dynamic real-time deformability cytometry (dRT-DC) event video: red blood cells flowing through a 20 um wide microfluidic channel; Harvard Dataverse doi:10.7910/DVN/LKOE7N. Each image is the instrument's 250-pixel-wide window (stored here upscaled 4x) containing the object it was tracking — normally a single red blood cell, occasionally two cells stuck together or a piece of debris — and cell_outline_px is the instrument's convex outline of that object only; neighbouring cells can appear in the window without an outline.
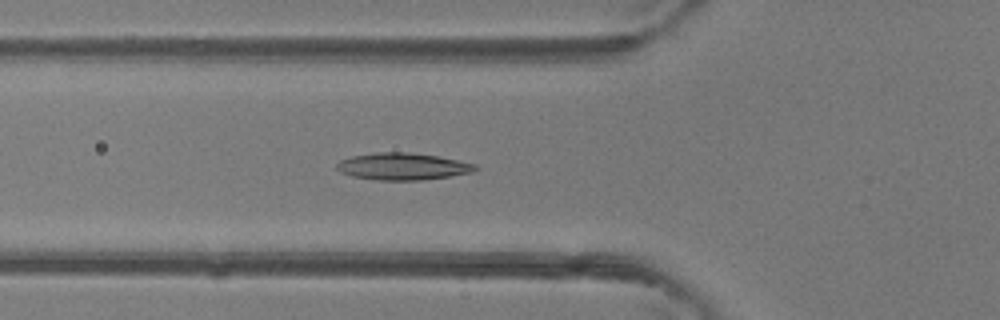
{"species": "common noctule bat (a hibernating species)", "species_latin": "Nyctalus noctula", "temperature_condition": "room temperature", "stored_images_in_passage": 46, "camera_frame_rate_fps": 3000, "um_per_image_px": 0.085, "animal": {"sex": "female"}, "frame": {"image": 1, "passage_image": 16, "time_ms": 5.0, "image_size_px": [1000, 320], "cell_outline_px": [[480, 168], [472, 172], [452, 176], [424, 180], [376, 180], [352, 176], [340, 172], [336, 168], [336, 164], [340, 160], [352, 156], [376, 152], [408, 152], [436, 156], [476, 164]], "centroid_in_image_um": [34.23, 14.15], "position_along_channel_um": 91.6, "area_um2": 21.85}}
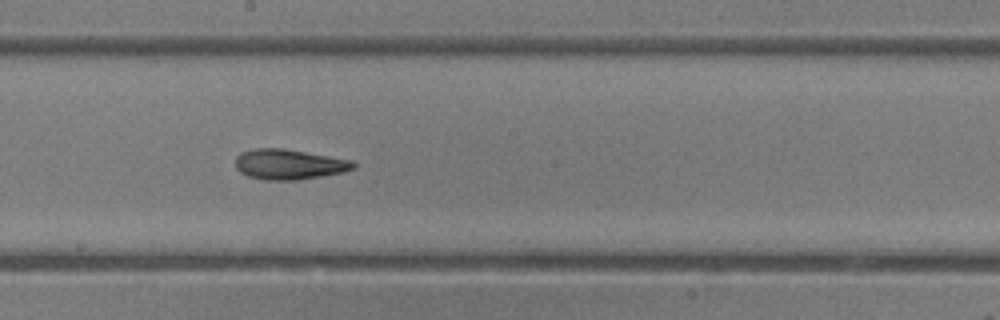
{"frame": {"image": 2, "passage_image": 25, "time_ms": 8.0, "image_size_px": [1000, 320], "cell_outline_px": [[356, 168], [344, 172], [296, 180], [264, 180], [248, 176], [240, 172], [236, 168], [236, 156], [240, 152], [252, 148], [284, 148], [352, 160], [356, 164]], "centroid_in_image_um": [24.55, 13.96], "position_along_channel_um": 223.6, "area_um2": 20.92}}
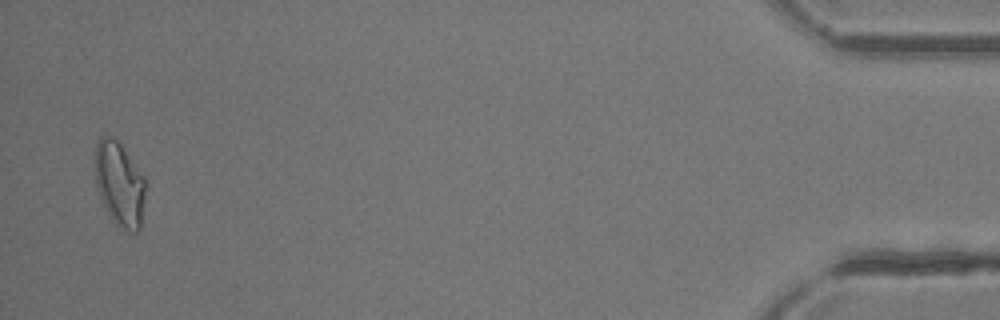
{"frame": {"image": 3, "passage_image": 45, "time_ms": 14.667, "image_size_px": [1000, 320], "cell_outline_px": [[144, 196], [140, 228], [136, 232], [128, 232], [116, 224], [112, 220], [100, 196], [96, 184], [92, 164], [92, 160], [96, 140], [100, 136], [112, 136], [120, 144], [144, 176]], "centroid_in_image_um": [10.09, 15.58], "position_along_channel_um": 425.1, "area_um2": 24.97}, "authors_computed_cell_mechanics": {"area_um2": 21.0681, "velocity_mm_per_s": 4.3892, "shape_relaxation_time_tau1_ms": 8.392, "shape_relaxation_time_tau2_ms": 3.6615, "deformation_change_tau1": 0.2098, "deformation_change_tau2": 0.124}}